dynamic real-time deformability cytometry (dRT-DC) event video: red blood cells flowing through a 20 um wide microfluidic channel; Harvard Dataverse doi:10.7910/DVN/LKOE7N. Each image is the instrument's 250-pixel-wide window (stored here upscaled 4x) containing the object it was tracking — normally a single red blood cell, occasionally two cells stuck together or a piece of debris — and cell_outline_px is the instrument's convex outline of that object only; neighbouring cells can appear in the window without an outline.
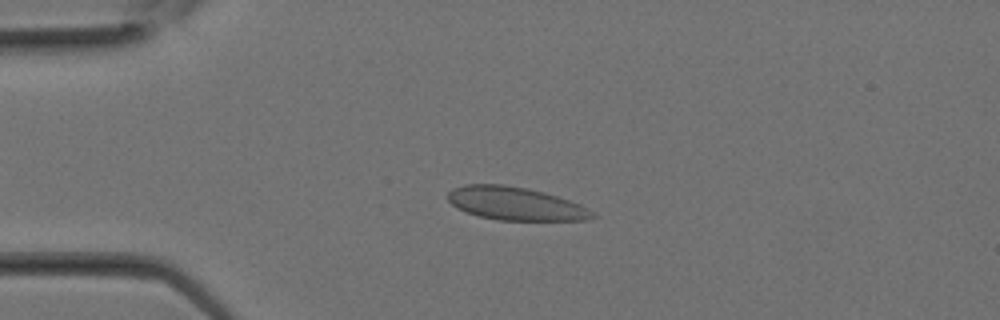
{"species": "Egyptian fruit bat (a non-hibernating species)", "species_latin": "Rousettus aegyptiacus", "temperature_condition": "room temperature", "stored_images_in_passage": 14, "camera_frame_rate_fps": 3000, "um_per_image_px": 0.085, "animal": {"sex": "female"}, "frame": {"image": 1, "passage_image": 7, "time_ms": 2.0, "image_size_px": [1000, 320], "cell_outline_px": [[596, 216], [588, 220], [500, 220], [480, 216], [464, 212], [456, 208], [448, 200], [448, 192], [452, 188], [464, 184], [504, 184], [528, 188], [544, 192], [580, 204], [596, 212]], "centroid_in_image_um": [43.8, 17.3], "position_along_channel_um": 41.2, "area_um2": 28.09}}
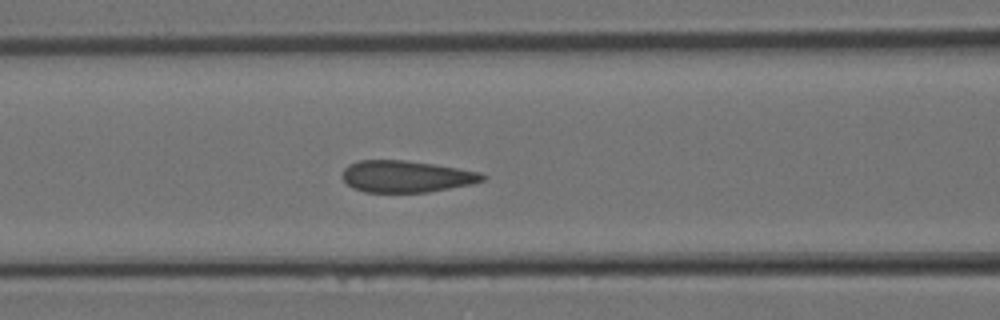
{"frame": {"image": 2, "passage_image": 12, "time_ms": 3.667, "image_size_px": [1000, 320], "cell_outline_px": [[488, 176], [484, 180], [472, 184], [428, 192], [364, 192], [352, 188], [344, 180], [344, 168], [348, 164], [360, 160], [404, 160], [432, 164], [480, 172]], "centroid_in_image_um": [34.54, 15.0], "position_along_channel_um": 132.1, "area_um2": 25.78}}
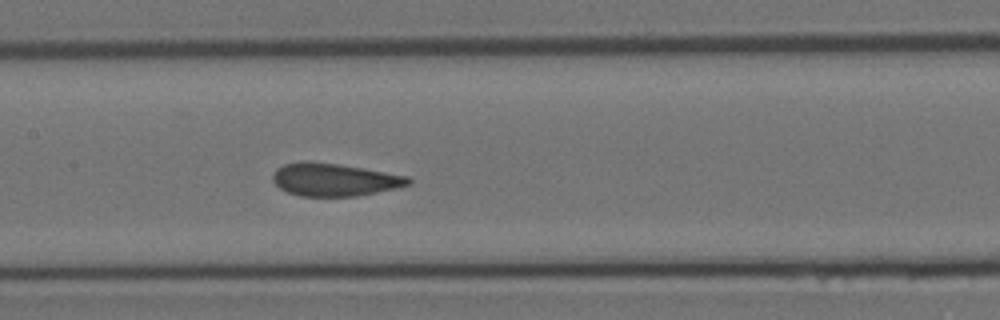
{"frame": {"image": 3, "passage_image": 14, "time_ms": 4.333, "image_size_px": [1000, 320], "cell_outline_px": [[412, 184], [396, 188], [356, 196], [300, 196], [288, 192], [280, 188], [272, 180], [272, 176], [276, 168], [284, 164], [340, 164], [364, 168], [408, 176], [412, 180]], "centroid_in_image_um": [28.48, 15.3], "position_along_channel_um": 178.9, "area_um2": 25.2}}